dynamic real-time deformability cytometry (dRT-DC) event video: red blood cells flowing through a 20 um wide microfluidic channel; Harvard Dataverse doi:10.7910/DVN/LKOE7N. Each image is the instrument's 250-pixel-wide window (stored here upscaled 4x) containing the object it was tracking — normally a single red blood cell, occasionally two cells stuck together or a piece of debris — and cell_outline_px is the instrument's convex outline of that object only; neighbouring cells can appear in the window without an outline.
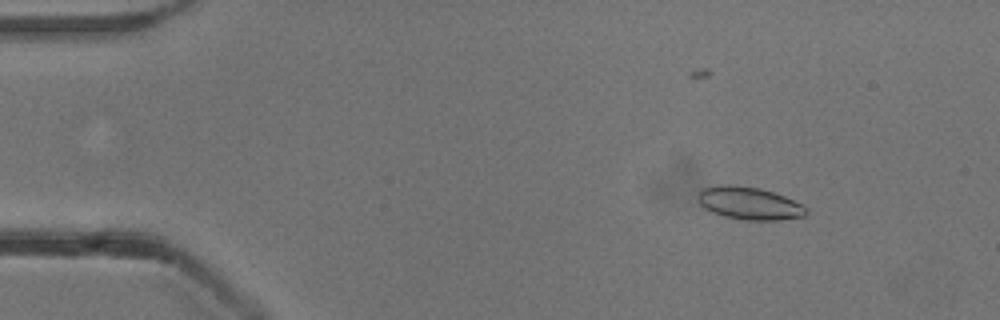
{"species": "common noctule bat (a hibernating species)", "species_latin": "Nyctalus noctula", "temperature_condition": "cold", "stored_images_in_passage": 53, "camera_frame_rate_fps": 3000, "um_per_image_px": 0.085, "animal": {"sex": "male", "body_mass_g": 13.3}, "frame": {"image": 1, "passage_image": 6, "time_ms": 1.667, "image_size_px": [1000, 320], "cell_outline_px": [[808, 212], [804, 216], [780, 220], [744, 220], [724, 216], [712, 212], [704, 208], [700, 204], [696, 196], [700, 188], [720, 184], [732, 184], [760, 188], [784, 196], [808, 208]], "centroid_in_image_um": [63.64, 17.27], "position_along_channel_um": 21.4, "area_um2": 20.81}}
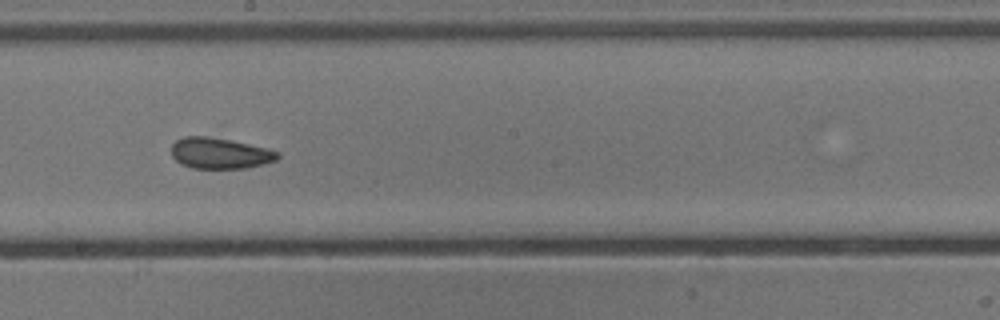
{"frame": {"image": 2, "passage_image": 29, "time_ms": 9.333, "image_size_px": [1000, 320], "cell_outline_px": [[280, 156], [276, 160], [264, 164], [248, 168], [192, 168], [176, 160], [172, 156], [172, 144], [176, 140], [184, 136], [208, 136], [268, 148], [280, 152]], "centroid_in_image_um": [18.71, 13.02], "position_along_channel_um": 229.5, "area_um2": 19.07}}
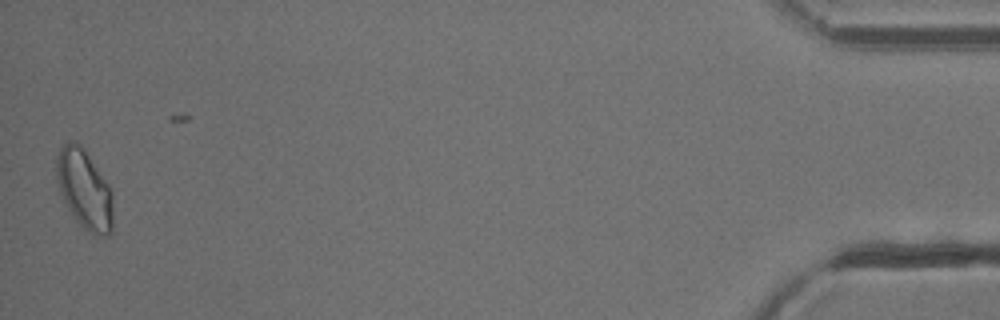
{"frame": {"image": 3, "passage_image": 52, "time_ms": 17.0, "image_size_px": [1000, 320], "cell_outline_px": [[112, 232], [108, 236], [96, 236], [84, 228], [80, 224], [68, 208], [60, 192], [56, 176], [56, 156], [60, 148], [68, 140], [72, 140], [80, 144], [84, 148], [108, 184], [112, 192]], "centroid_in_image_um": [7.17, 16.08], "position_along_channel_um": 428.0, "area_um2": 26.07}}